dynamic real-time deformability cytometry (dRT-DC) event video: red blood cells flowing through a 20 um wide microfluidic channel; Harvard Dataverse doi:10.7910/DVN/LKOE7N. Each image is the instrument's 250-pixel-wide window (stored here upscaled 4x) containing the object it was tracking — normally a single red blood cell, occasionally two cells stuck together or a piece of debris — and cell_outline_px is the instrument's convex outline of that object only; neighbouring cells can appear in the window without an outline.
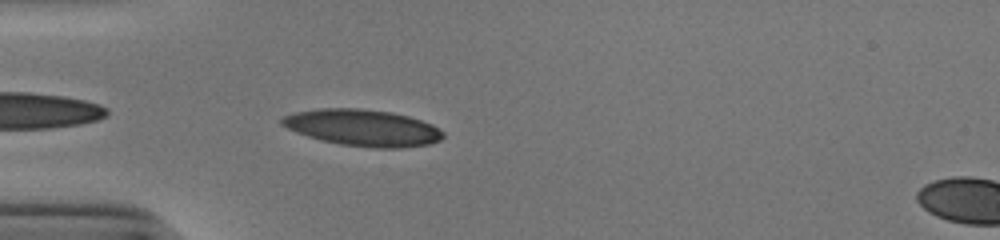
{"species": "human", "species_latin": "Homo sapiens", "temperature_condition": "cold", "stored_images_in_passage": 39, "camera_frame_rate_fps": 3000, "um_per_image_px": 0.085, "donor": {"sex": "male"}, "frame": {"image": 1, "passage_image": 2, "time_ms": 0.333, "image_size_px": [1000, 240], "cell_outline_px": [[444, 136], [440, 140], [428, 144], [400, 148], [372, 148], [340, 144], [320, 140], [296, 132], [280, 124], [280, 120], [284, 116], [296, 112], [320, 108], [356, 108], [392, 112], [408, 116], [432, 124], [440, 128], [444, 132]], "centroid_in_image_um": [30.85, 10.86], "position_along_channel_um": 54.2, "area_um2": 34.33}}
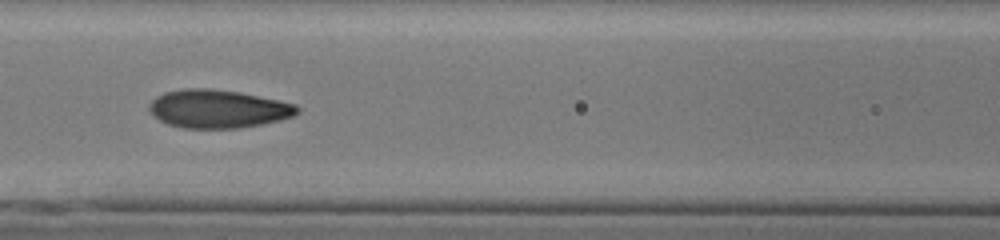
{"frame": {"image": 2, "passage_image": 10, "time_ms": 3.0, "image_size_px": [1000, 240], "cell_outline_px": [[300, 112], [292, 116], [280, 120], [260, 124], [236, 128], [184, 128], [168, 124], [160, 120], [148, 108], [148, 104], [156, 96], [164, 92], [184, 88], [208, 88], [236, 92], [296, 104], [300, 108]], "centroid_in_image_um": [18.51, 9.25], "position_along_channel_um": 148.1, "area_um2": 32.66}}
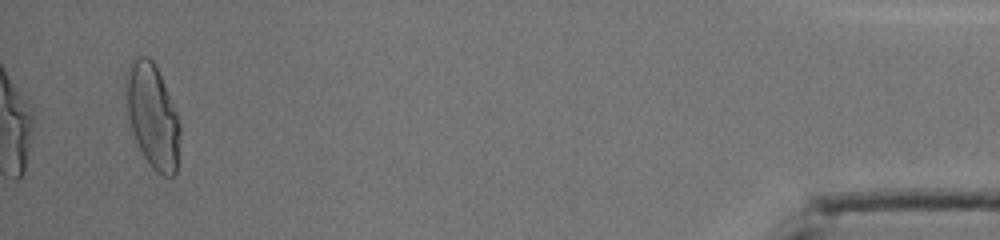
{"frame": {"image": 3, "passage_image": 37, "time_ms": 12.0, "image_size_px": [1000, 240], "cell_outline_px": [[180, 132], [176, 172], [172, 176], [164, 176], [156, 172], [152, 168], [144, 156], [132, 132], [128, 116], [124, 96], [124, 76], [128, 64], [136, 56], [148, 56], [152, 60], [164, 84], [176, 112], [180, 124]], "centroid_in_image_um": [12.92, 9.82], "position_along_channel_um": 422.3, "area_um2": 32.89}, "authors_computed_cell_mechanics": {"area_um2": 31.8478, "velocity_mm_per_s": 3.8969, "shape_relaxation_time_tau1_ms": 5.3319, "shape_relaxation_time_tau2_ms": 0.7819, "deformation_change_tau1": 0.2088, "deformation_change_tau2": 0.0633}}